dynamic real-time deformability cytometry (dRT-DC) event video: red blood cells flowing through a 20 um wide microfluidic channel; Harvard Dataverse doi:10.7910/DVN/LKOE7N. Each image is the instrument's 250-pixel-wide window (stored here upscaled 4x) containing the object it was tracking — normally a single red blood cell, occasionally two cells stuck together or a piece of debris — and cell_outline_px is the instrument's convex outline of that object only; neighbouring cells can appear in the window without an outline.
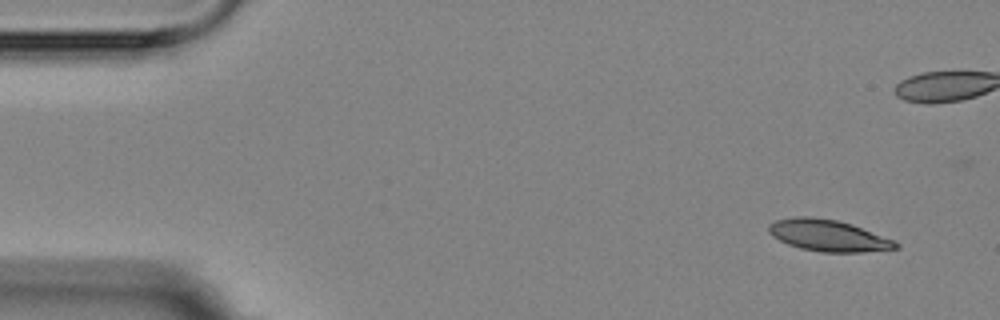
{"species": "Egyptian fruit bat (a non-hibernating species)", "species_latin": "Rousettus aegyptiacus", "temperature_condition": "room temperature", "stored_images_in_passage": 17, "camera_frame_rate_fps": 3000, "um_per_image_px": 0.085, "animal": {"sex": "female"}, "frame": {"image": 1, "passage_image": 1, "time_ms": 0.0, "image_size_px": [1000, 320], "cell_outline_px": [[900, 248], [860, 252], [820, 252], [800, 248], [788, 244], [772, 236], [768, 232], [768, 224], [776, 220], [792, 216], [808, 216], [836, 220], [852, 224], [892, 240], [900, 244]], "centroid_in_image_um": [70.35, 20.01], "position_along_channel_um": 14.6, "area_um2": 23.24}}
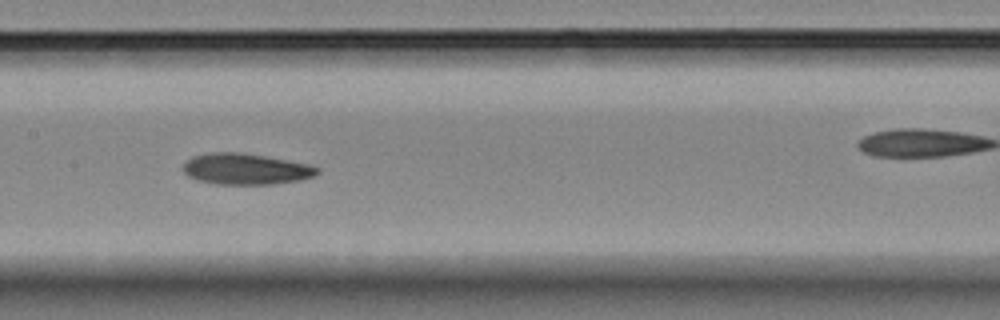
{"frame": {"image": 2, "passage_image": 8, "time_ms": 7.667, "image_size_px": [1000, 320], "cell_outline_px": [[320, 172], [312, 176], [300, 180], [272, 184], [216, 184], [200, 180], [188, 176], [184, 172], [184, 164], [192, 156], [212, 152], [236, 152], [264, 156], [308, 164], [320, 168]], "centroid_in_image_um": [20.9, 14.36], "position_along_channel_um": 186.5, "area_um2": 23.99}, "authors_computed_cell_mechanics": {"area_um2": 23.8714, "velocity_mm_per_s": 3.5774, "shape_relaxation_time_tau1_ms": 3.748, "shape_relaxation_time_tau2_ms": null, "deformation_change_tau1": 0.1173, "deformation_change_tau2": null}}